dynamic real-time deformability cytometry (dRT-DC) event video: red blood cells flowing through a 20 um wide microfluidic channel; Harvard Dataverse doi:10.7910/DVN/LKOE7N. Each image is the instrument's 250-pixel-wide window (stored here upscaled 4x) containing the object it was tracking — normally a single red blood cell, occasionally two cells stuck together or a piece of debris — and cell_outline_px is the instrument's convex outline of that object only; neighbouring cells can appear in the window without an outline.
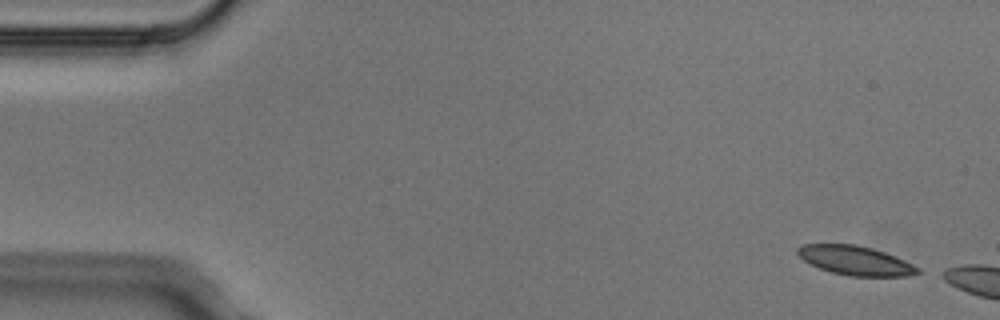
{"species": "Egyptian fruit bat (a non-hibernating species)", "species_latin": "Rousettus aegyptiacus", "temperature_condition": "cold", "stored_images_in_passage": 5, "segment_of_instrument_passage": [2, 2], "camera_frame_rate_fps": 3000, "um_per_image_px": 0.085, "animal": {"sex": "male"}, "frame": {"image": 1, "passage_image": 5, "time_ms": 1.333, "image_size_px": [1000, 320], "cell_outline_px": [[920, 272], [908, 276], [848, 276], [832, 272], [820, 268], [804, 260], [796, 252], [796, 248], [804, 244], [856, 244], [872, 248], [884, 252], [904, 260], [920, 268]], "centroid_in_image_um": [72.71, 22.14], "position_along_channel_um": 12.3, "area_um2": 20.29}}